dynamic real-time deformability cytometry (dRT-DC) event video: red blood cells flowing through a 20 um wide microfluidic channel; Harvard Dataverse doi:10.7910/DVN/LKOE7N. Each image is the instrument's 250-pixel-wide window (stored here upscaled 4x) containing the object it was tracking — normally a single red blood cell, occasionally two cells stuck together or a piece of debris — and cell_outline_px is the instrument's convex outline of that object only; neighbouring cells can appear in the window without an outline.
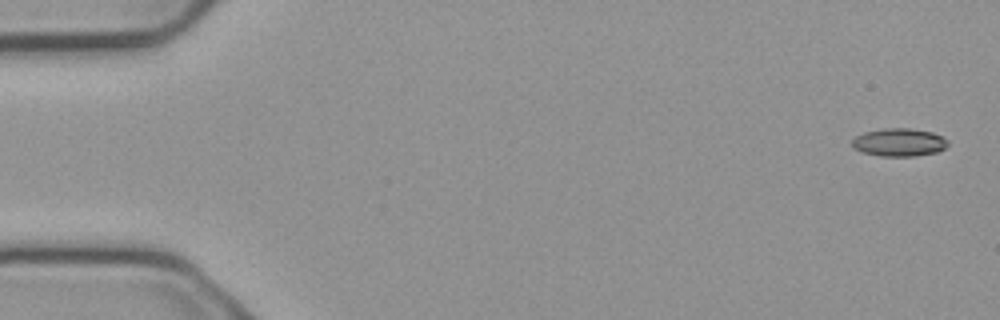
{"species": "common noctule bat (a hibernating species)", "species_latin": "Nyctalus noctula", "temperature_condition": "cold", "stored_images_in_passage": 4, "camera_frame_rate_fps": 3000, "um_per_image_px": 0.085, "animal": {"sex": "male", "body_mass_g": 23.1, "forearm_length_mm": 52.7}, "frame": {"image": 1, "passage_image": 1, "time_ms": 0.0, "image_size_px": [1000, 320], "cell_outline_px": [[948, 144], [944, 148], [936, 152], [916, 156], [880, 156], [860, 152], [852, 148], [852, 140], [856, 136], [864, 132], [884, 128], [912, 128], [932, 132], [948, 140]], "centroid_in_image_um": [76.39, 12.1], "position_along_channel_um": 8.6, "area_um2": 15.72}}